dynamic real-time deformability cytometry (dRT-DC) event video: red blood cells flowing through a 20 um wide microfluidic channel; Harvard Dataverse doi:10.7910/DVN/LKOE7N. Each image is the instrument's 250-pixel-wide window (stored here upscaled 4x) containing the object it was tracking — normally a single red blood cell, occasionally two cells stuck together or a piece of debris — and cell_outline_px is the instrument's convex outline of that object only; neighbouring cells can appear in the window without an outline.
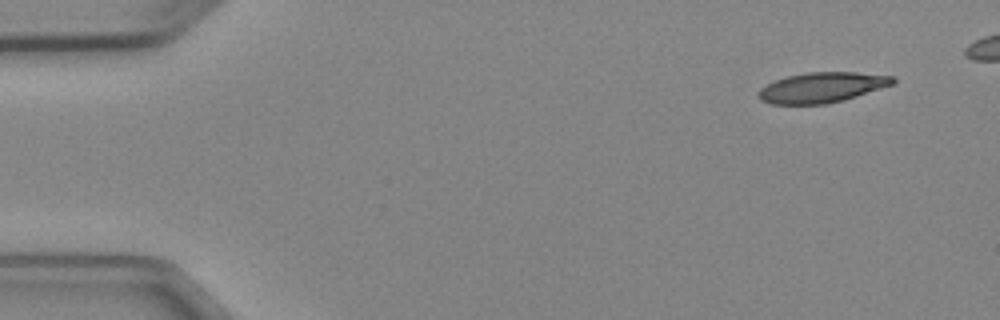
{"species": "Egyptian fruit bat (a non-hibernating species)", "species_latin": "Rousettus aegyptiacus", "temperature_condition": "cold", "stored_images_in_passage": 6, "camera_frame_rate_fps": 3000, "um_per_image_px": 0.085, "animal": {"sex": "female"}, "frame": {"image": 1, "passage_image": 1, "time_ms": 0.0, "image_size_px": [1000, 320], "cell_outline_px": [[896, 80], [892, 84], [844, 100], [824, 104], [772, 104], [760, 100], [756, 96], [756, 92], [760, 88], [784, 76], [808, 72], [856, 72], [896, 76]], "centroid_in_image_um": [69.82, 7.43], "position_along_channel_um": 15.2, "area_um2": 23.76}}